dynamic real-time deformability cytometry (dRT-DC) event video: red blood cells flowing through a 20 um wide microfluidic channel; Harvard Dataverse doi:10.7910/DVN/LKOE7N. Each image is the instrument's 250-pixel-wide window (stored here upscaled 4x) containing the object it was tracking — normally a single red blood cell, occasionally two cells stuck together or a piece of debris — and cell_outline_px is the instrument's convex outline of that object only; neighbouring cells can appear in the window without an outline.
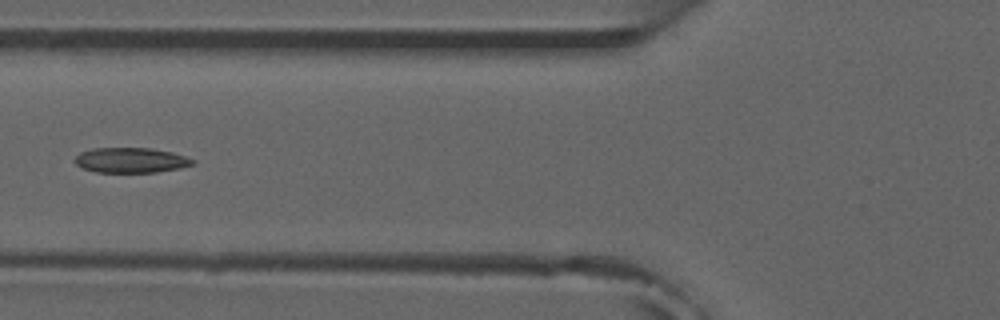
{"species": "common noctule bat (a hibernating species)", "species_latin": "Nyctalus noctula", "temperature_condition": "room temperature", "stored_images_in_passage": 9, "camera_frame_rate_fps": 3000, "um_per_image_px": 0.085, "animal": {"sex": "male", "forearm_length_mm": 52.5}, "frame": {"image": 1, "passage_image": 6, "time_ms": 6.667, "image_size_px": [1000, 320], "cell_outline_px": [[196, 164], [180, 168], [156, 172], [96, 172], [84, 168], [76, 164], [72, 160], [80, 152], [92, 148], [152, 148], [172, 152], [196, 160]], "centroid_in_image_um": [11.13, 13.61], "position_along_channel_um": 114.7, "area_um2": 17.34}}
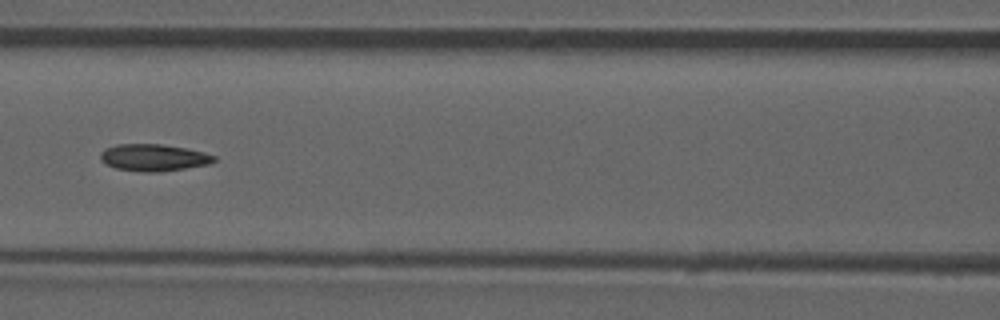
{"frame": {"image": 2, "passage_image": 7, "time_ms": 7.667, "image_size_px": [1000, 320], "cell_outline_px": [[216, 160], [212, 164], [160, 172], [144, 172], [116, 168], [104, 164], [100, 160], [100, 152], [104, 148], [116, 144], [160, 144], [188, 148], [204, 152], [216, 156]], "centroid_in_image_um": [13.06, 13.39], "position_along_channel_um": 153.5, "area_um2": 18.15}}